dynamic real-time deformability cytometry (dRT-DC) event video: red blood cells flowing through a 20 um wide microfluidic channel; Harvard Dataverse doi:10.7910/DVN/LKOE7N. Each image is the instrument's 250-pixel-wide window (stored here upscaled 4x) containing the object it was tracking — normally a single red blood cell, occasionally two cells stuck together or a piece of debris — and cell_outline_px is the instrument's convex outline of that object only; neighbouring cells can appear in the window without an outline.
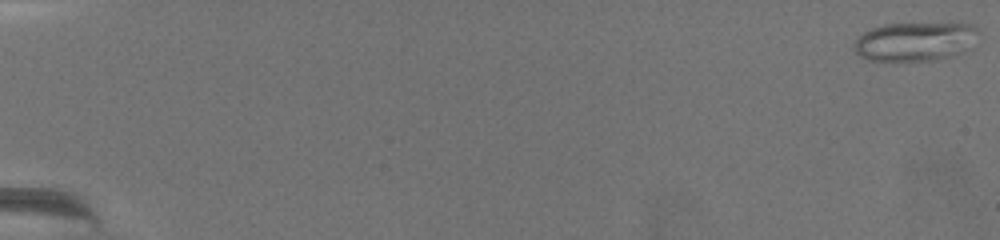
{"species": "common noctule bat (a hibernating species)", "species_latin": "Nyctalus noctula", "temperature_condition": "warm", "stored_images_in_passage": 74, "camera_frame_rate_fps": 3000, "um_per_image_px": 0.085, "animal": {"sex": "female", "body_mass_g": 19.5, "forearm_length_mm": 54.1}, "frame": {"image": 1, "passage_image": 1, "time_ms": 0.0, "image_size_px": [1000, 240], "cell_outline_px": [[980, 32], [956, 52], [948, 56], [932, 60], [868, 60], [860, 56], [856, 52], [852, 44], [864, 32], [872, 28], [884, 24], [976, 24], [980, 28]], "centroid_in_image_um": [77.68, 3.5], "position_along_channel_um": 7.3, "area_um2": 27.17}}
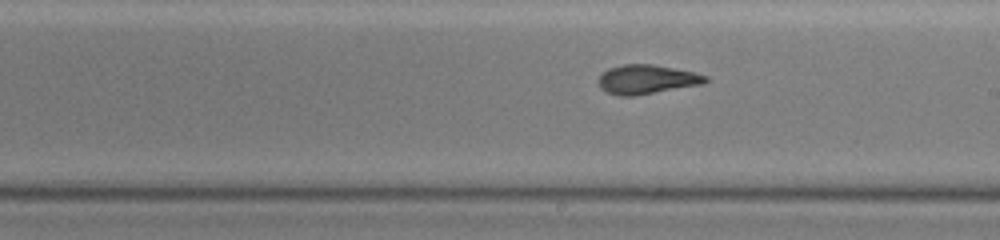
{"frame": {"image": 2, "passage_image": 45, "time_ms": 14.667, "image_size_px": [1000, 240], "cell_outline_px": [[708, 80], [704, 84], [636, 96], [616, 96], [604, 92], [600, 88], [600, 76], [608, 68], [624, 64], [652, 64], [696, 72], [708, 76]], "centroid_in_image_um": [55.0, 6.76], "position_along_channel_um": 234.0, "area_um2": 18.44}}
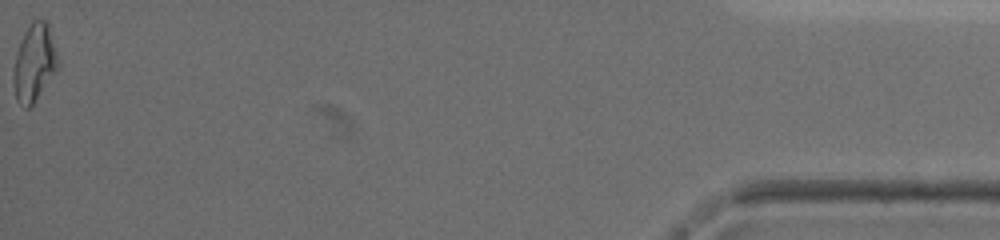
{"frame": {"image": 3, "passage_image": 74, "time_ms": 24.333, "image_size_px": [1000, 240], "cell_outline_px": [[56, 68], [32, 104], [28, 108], [24, 108], [16, 100], [12, 80], [12, 76], [16, 56], [24, 32], [32, 20], [44, 20], [48, 24], [56, 56]], "centroid_in_image_um": [2.85, 5.34], "position_along_channel_um": 432.4, "area_um2": 19.07}, "authors_computed_cell_mechanics": {"area_um2": 18.6694, "velocity_mm_per_s": 2.9586, "shape_relaxation_time_tau1_ms": null, "shape_relaxation_time_tau2_ms": 1.8878, "deformation_change_tau1": null, "deformation_change_tau2": 0.0952}}